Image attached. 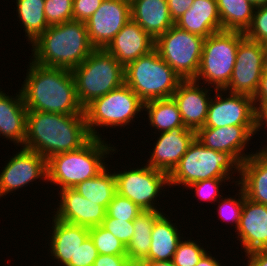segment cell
<instances>
[{"instance_id": "7402d4cb", "label": "cell", "mask_w": 267, "mask_h": 266, "mask_svg": "<svg viewBox=\"0 0 267 266\" xmlns=\"http://www.w3.org/2000/svg\"><path fill=\"white\" fill-rule=\"evenodd\" d=\"M52 226L49 228V256L59 266H66L70 260H74L75 253L83 241L89 236V228L68 223L51 217ZM52 228V229H51ZM57 261V262H56Z\"/></svg>"}, {"instance_id": "d590c367", "label": "cell", "mask_w": 267, "mask_h": 266, "mask_svg": "<svg viewBox=\"0 0 267 266\" xmlns=\"http://www.w3.org/2000/svg\"><path fill=\"white\" fill-rule=\"evenodd\" d=\"M231 179L234 180L233 182L231 181V183H238L234 178H212L191 183L186 189L191 190V192H193L192 190L194 189L195 197H198L197 200L213 202L215 204V202L222 197V192H220L222 191L220 187H223L222 183L230 182Z\"/></svg>"}, {"instance_id": "e0dca14e", "label": "cell", "mask_w": 267, "mask_h": 266, "mask_svg": "<svg viewBox=\"0 0 267 266\" xmlns=\"http://www.w3.org/2000/svg\"><path fill=\"white\" fill-rule=\"evenodd\" d=\"M155 144L146 164L170 174L179 164L188 147L196 138V131L186 127H176L157 133Z\"/></svg>"}, {"instance_id": "f546056e", "label": "cell", "mask_w": 267, "mask_h": 266, "mask_svg": "<svg viewBox=\"0 0 267 266\" xmlns=\"http://www.w3.org/2000/svg\"><path fill=\"white\" fill-rule=\"evenodd\" d=\"M109 171L106 166L95 177L78 183L74 189L84 198L102 205L107 210L109 202L117 193L114 171Z\"/></svg>"}, {"instance_id": "f6af8a7d", "label": "cell", "mask_w": 267, "mask_h": 266, "mask_svg": "<svg viewBox=\"0 0 267 266\" xmlns=\"http://www.w3.org/2000/svg\"><path fill=\"white\" fill-rule=\"evenodd\" d=\"M256 115H255V131L254 135L259 134L260 130L264 127L266 132L267 129V103H255ZM265 125V126H264ZM259 131V132H258ZM267 147L266 144L264 147Z\"/></svg>"}, {"instance_id": "ab89813d", "label": "cell", "mask_w": 267, "mask_h": 266, "mask_svg": "<svg viewBox=\"0 0 267 266\" xmlns=\"http://www.w3.org/2000/svg\"><path fill=\"white\" fill-rule=\"evenodd\" d=\"M103 228L111 232L116 238L128 245L134 233L133 221H125L109 217L107 214L101 224Z\"/></svg>"}, {"instance_id": "5bb4252c", "label": "cell", "mask_w": 267, "mask_h": 266, "mask_svg": "<svg viewBox=\"0 0 267 266\" xmlns=\"http://www.w3.org/2000/svg\"><path fill=\"white\" fill-rule=\"evenodd\" d=\"M0 172V198L19 188L28 187L29 183L42 179L47 182V160L37 152L20 148L9 158Z\"/></svg>"}, {"instance_id": "e575fe53", "label": "cell", "mask_w": 267, "mask_h": 266, "mask_svg": "<svg viewBox=\"0 0 267 266\" xmlns=\"http://www.w3.org/2000/svg\"><path fill=\"white\" fill-rule=\"evenodd\" d=\"M199 243L188 238L186 240V236L185 238L183 237L172 258L175 266H196L201 257L207 252L204 246H201L200 241Z\"/></svg>"}, {"instance_id": "5b68a950", "label": "cell", "mask_w": 267, "mask_h": 266, "mask_svg": "<svg viewBox=\"0 0 267 266\" xmlns=\"http://www.w3.org/2000/svg\"><path fill=\"white\" fill-rule=\"evenodd\" d=\"M236 172L240 175V164L229 153L206 148L195 138L169 174V188L184 189L191 183L212 178H234Z\"/></svg>"}, {"instance_id": "ffe728a7", "label": "cell", "mask_w": 267, "mask_h": 266, "mask_svg": "<svg viewBox=\"0 0 267 266\" xmlns=\"http://www.w3.org/2000/svg\"><path fill=\"white\" fill-rule=\"evenodd\" d=\"M236 237L245 255L267 249V205L244 199ZM239 238V239H238Z\"/></svg>"}, {"instance_id": "ac0fdd59", "label": "cell", "mask_w": 267, "mask_h": 266, "mask_svg": "<svg viewBox=\"0 0 267 266\" xmlns=\"http://www.w3.org/2000/svg\"><path fill=\"white\" fill-rule=\"evenodd\" d=\"M205 87V88H204ZM211 87L200 85L195 80H182L173 93L172 98L178 106L182 121L186 128L197 131L204 127L208 106L213 94ZM210 92V93H209Z\"/></svg>"}, {"instance_id": "d4e9b609", "label": "cell", "mask_w": 267, "mask_h": 266, "mask_svg": "<svg viewBox=\"0 0 267 266\" xmlns=\"http://www.w3.org/2000/svg\"><path fill=\"white\" fill-rule=\"evenodd\" d=\"M131 19L154 40L175 25L167 0H130Z\"/></svg>"}, {"instance_id": "7c38bea8", "label": "cell", "mask_w": 267, "mask_h": 266, "mask_svg": "<svg viewBox=\"0 0 267 266\" xmlns=\"http://www.w3.org/2000/svg\"><path fill=\"white\" fill-rule=\"evenodd\" d=\"M215 92L208 106L206 122L201 128L255 126L256 106L252 96L225 90Z\"/></svg>"}, {"instance_id": "60d3db41", "label": "cell", "mask_w": 267, "mask_h": 266, "mask_svg": "<svg viewBox=\"0 0 267 266\" xmlns=\"http://www.w3.org/2000/svg\"><path fill=\"white\" fill-rule=\"evenodd\" d=\"M99 253L90 236H88L77 249L74 260L66 266H93Z\"/></svg>"}, {"instance_id": "ba28073f", "label": "cell", "mask_w": 267, "mask_h": 266, "mask_svg": "<svg viewBox=\"0 0 267 266\" xmlns=\"http://www.w3.org/2000/svg\"><path fill=\"white\" fill-rule=\"evenodd\" d=\"M125 84L145 103L151 100L171 98L182 79L154 49L128 64Z\"/></svg>"}, {"instance_id": "7dc6e473", "label": "cell", "mask_w": 267, "mask_h": 266, "mask_svg": "<svg viewBox=\"0 0 267 266\" xmlns=\"http://www.w3.org/2000/svg\"><path fill=\"white\" fill-rule=\"evenodd\" d=\"M253 99L255 103H267V69L262 72L260 85Z\"/></svg>"}, {"instance_id": "277c9868", "label": "cell", "mask_w": 267, "mask_h": 266, "mask_svg": "<svg viewBox=\"0 0 267 266\" xmlns=\"http://www.w3.org/2000/svg\"><path fill=\"white\" fill-rule=\"evenodd\" d=\"M107 138L92 137L81 148L60 153L47 159V181L59 189L74 188L78 183L95 177L107 165L109 155L116 147ZM111 145V146H110ZM115 151V152H114ZM113 154H112V153Z\"/></svg>"}, {"instance_id": "6da1fadb", "label": "cell", "mask_w": 267, "mask_h": 266, "mask_svg": "<svg viewBox=\"0 0 267 266\" xmlns=\"http://www.w3.org/2000/svg\"><path fill=\"white\" fill-rule=\"evenodd\" d=\"M91 138L85 113L72 115L27 110L23 147L37 152L46 160L77 150Z\"/></svg>"}, {"instance_id": "ee69618b", "label": "cell", "mask_w": 267, "mask_h": 266, "mask_svg": "<svg viewBox=\"0 0 267 266\" xmlns=\"http://www.w3.org/2000/svg\"><path fill=\"white\" fill-rule=\"evenodd\" d=\"M193 3L194 0H167L169 12L173 21L175 22L181 15H183Z\"/></svg>"}, {"instance_id": "f35d334b", "label": "cell", "mask_w": 267, "mask_h": 266, "mask_svg": "<svg viewBox=\"0 0 267 266\" xmlns=\"http://www.w3.org/2000/svg\"><path fill=\"white\" fill-rule=\"evenodd\" d=\"M246 38L267 43V6L256 8L250 26L244 32Z\"/></svg>"}, {"instance_id": "3957f363", "label": "cell", "mask_w": 267, "mask_h": 266, "mask_svg": "<svg viewBox=\"0 0 267 266\" xmlns=\"http://www.w3.org/2000/svg\"><path fill=\"white\" fill-rule=\"evenodd\" d=\"M30 59L42 66L72 71L94 50L81 21L49 26L32 44Z\"/></svg>"}, {"instance_id": "4316f807", "label": "cell", "mask_w": 267, "mask_h": 266, "mask_svg": "<svg viewBox=\"0 0 267 266\" xmlns=\"http://www.w3.org/2000/svg\"><path fill=\"white\" fill-rule=\"evenodd\" d=\"M178 223L170 220L163 212L154 222L151 233L150 251L143 261H168L172 260L179 242L183 238Z\"/></svg>"}, {"instance_id": "8d00e7d4", "label": "cell", "mask_w": 267, "mask_h": 266, "mask_svg": "<svg viewBox=\"0 0 267 266\" xmlns=\"http://www.w3.org/2000/svg\"><path fill=\"white\" fill-rule=\"evenodd\" d=\"M142 211L144 210L130 199L116 193L109 202L106 214L115 219L134 221Z\"/></svg>"}, {"instance_id": "30bf717a", "label": "cell", "mask_w": 267, "mask_h": 266, "mask_svg": "<svg viewBox=\"0 0 267 266\" xmlns=\"http://www.w3.org/2000/svg\"><path fill=\"white\" fill-rule=\"evenodd\" d=\"M205 38L176 25L155 39L154 49L182 80H194Z\"/></svg>"}, {"instance_id": "9c48e42d", "label": "cell", "mask_w": 267, "mask_h": 266, "mask_svg": "<svg viewBox=\"0 0 267 266\" xmlns=\"http://www.w3.org/2000/svg\"><path fill=\"white\" fill-rule=\"evenodd\" d=\"M244 37V32L221 30L205 38L194 80L215 90H224L232 76L239 42Z\"/></svg>"}, {"instance_id": "8fae6325", "label": "cell", "mask_w": 267, "mask_h": 266, "mask_svg": "<svg viewBox=\"0 0 267 266\" xmlns=\"http://www.w3.org/2000/svg\"><path fill=\"white\" fill-rule=\"evenodd\" d=\"M129 169L116 172L114 169L117 193L130 199L143 210H164L157 197L160 199V195L165 193L162 191H167V188L169 192V174L147 164Z\"/></svg>"}, {"instance_id": "74e56055", "label": "cell", "mask_w": 267, "mask_h": 266, "mask_svg": "<svg viewBox=\"0 0 267 266\" xmlns=\"http://www.w3.org/2000/svg\"><path fill=\"white\" fill-rule=\"evenodd\" d=\"M45 17L49 26L73 20V0H45Z\"/></svg>"}, {"instance_id": "1f68e13d", "label": "cell", "mask_w": 267, "mask_h": 266, "mask_svg": "<svg viewBox=\"0 0 267 266\" xmlns=\"http://www.w3.org/2000/svg\"><path fill=\"white\" fill-rule=\"evenodd\" d=\"M222 30L245 32L254 15V6L247 0H216Z\"/></svg>"}, {"instance_id": "4dcf8cb0", "label": "cell", "mask_w": 267, "mask_h": 266, "mask_svg": "<svg viewBox=\"0 0 267 266\" xmlns=\"http://www.w3.org/2000/svg\"><path fill=\"white\" fill-rule=\"evenodd\" d=\"M45 0H16V13L25 31L27 44H32L48 27Z\"/></svg>"}, {"instance_id": "8992f818", "label": "cell", "mask_w": 267, "mask_h": 266, "mask_svg": "<svg viewBox=\"0 0 267 266\" xmlns=\"http://www.w3.org/2000/svg\"><path fill=\"white\" fill-rule=\"evenodd\" d=\"M71 72L83 108L125 83L124 66L105 49H95Z\"/></svg>"}, {"instance_id": "d6a6232c", "label": "cell", "mask_w": 267, "mask_h": 266, "mask_svg": "<svg viewBox=\"0 0 267 266\" xmlns=\"http://www.w3.org/2000/svg\"><path fill=\"white\" fill-rule=\"evenodd\" d=\"M89 236L99 254L126 255L125 244L101 225L89 228Z\"/></svg>"}, {"instance_id": "7bdbcfd3", "label": "cell", "mask_w": 267, "mask_h": 266, "mask_svg": "<svg viewBox=\"0 0 267 266\" xmlns=\"http://www.w3.org/2000/svg\"><path fill=\"white\" fill-rule=\"evenodd\" d=\"M132 263L127 255L99 254L93 266H130Z\"/></svg>"}, {"instance_id": "9a60e30c", "label": "cell", "mask_w": 267, "mask_h": 266, "mask_svg": "<svg viewBox=\"0 0 267 266\" xmlns=\"http://www.w3.org/2000/svg\"><path fill=\"white\" fill-rule=\"evenodd\" d=\"M129 20L130 0H103L100 7L85 22L93 47L105 49Z\"/></svg>"}, {"instance_id": "2e32d148", "label": "cell", "mask_w": 267, "mask_h": 266, "mask_svg": "<svg viewBox=\"0 0 267 266\" xmlns=\"http://www.w3.org/2000/svg\"><path fill=\"white\" fill-rule=\"evenodd\" d=\"M255 126H225L199 128L196 139L206 148L229 153L239 164L255 152H244L253 139ZM248 153V154H247ZM252 153V154H251Z\"/></svg>"}, {"instance_id": "7a4b0ae2", "label": "cell", "mask_w": 267, "mask_h": 266, "mask_svg": "<svg viewBox=\"0 0 267 266\" xmlns=\"http://www.w3.org/2000/svg\"><path fill=\"white\" fill-rule=\"evenodd\" d=\"M25 80L20 88L27 110L83 115L70 70L28 62Z\"/></svg>"}, {"instance_id": "4fadbf2b", "label": "cell", "mask_w": 267, "mask_h": 266, "mask_svg": "<svg viewBox=\"0 0 267 266\" xmlns=\"http://www.w3.org/2000/svg\"><path fill=\"white\" fill-rule=\"evenodd\" d=\"M263 71V44L244 37L239 42L232 76L224 90L254 97Z\"/></svg>"}, {"instance_id": "cb8c5ba5", "label": "cell", "mask_w": 267, "mask_h": 266, "mask_svg": "<svg viewBox=\"0 0 267 266\" xmlns=\"http://www.w3.org/2000/svg\"><path fill=\"white\" fill-rule=\"evenodd\" d=\"M175 25L185 31L207 38L222 30L221 19L216 0H194L192 6L184 12Z\"/></svg>"}, {"instance_id": "83f0119b", "label": "cell", "mask_w": 267, "mask_h": 266, "mask_svg": "<svg viewBox=\"0 0 267 266\" xmlns=\"http://www.w3.org/2000/svg\"><path fill=\"white\" fill-rule=\"evenodd\" d=\"M162 213L144 210L133 221L134 233L126 246V255L133 263H141L148 256L154 222Z\"/></svg>"}, {"instance_id": "db71d44e", "label": "cell", "mask_w": 267, "mask_h": 266, "mask_svg": "<svg viewBox=\"0 0 267 266\" xmlns=\"http://www.w3.org/2000/svg\"><path fill=\"white\" fill-rule=\"evenodd\" d=\"M130 266H142L141 263H132Z\"/></svg>"}, {"instance_id": "816d5d0a", "label": "cell", "mask_w": 267, "mask_h": 266, "mask_svg": "<svg viewBox=\"0 0 267 266\" xmlns=\"http://www.w3.org/2000/svg\"><path fill=\"white\" fill-rule=\"evenodd\" d=\"M263 66L267 69V43L263 44Z\"/></svg>"}, {"instance_id": "c3c4849f", "label": "cell", "mask_w": 267, "mask_h": 266, "mask_svg": "<svg viewBox=\"0 0 267 266\" xmlns=\"http://www.w3.org/2000/svg\"><path fill=\"white\" fill-rule=\"evenodd\" d=\"M207 251L196 264V266H223L219 263V259L213 257L211 252Z\"/></svg>"}, {"instance_id": "681fc988", "label": "cell", "mask_w": 267, "mask_h": 266, "mask_svg": "<svg viewBox=\"0 0 267 266\" xmlns=\"http://www.w3.org/2000/svg\"><path fill=\"white\" fill-rule=\"evenodd\" d=\"M142 266H175L172 260L168 261H142Z\"/></svg>"}, {"instance_id": "52a82bcc", "label": "cell", "mask_w": 267, "mask_h": 266, "mask_svg": "<svg viewBox=\"0 0 267 266\" xmlns=\"http://www.w3.org/2000/svg\"><path fill=\"white\" fill-rule=\"evenodd\" d=\"M144 111V102L140 97L125 83L94 99L84 108L86 124L91 137L102 138V133L98 129H107L118 126L123 129L130 123L133 124L135 117ZM134 118V119H133Z\"/></svg>"}, {"instance_id": "603a6c76", "label": "cell", "mask_w": 267, "mask_h": 266, "mask_svg": "<svg viewBox=\"0 0 267 266\" xmlns=\"http://www.w3.org/2000/svg\"><path fill=\"white\" fill-rule=\"evenodd\" d=\"M16 95H8L0 89V136L14 145L23 147L26 137L27 108L21 90Z\"/></svg>"}, {"instance_id": "f1b7e54d", "label": "cell", "mask_w": 267, "mask_h": 266, "mask_svg": "<svg viewBox=\"0 0 267 266\" xmlns=\"http://www.w3.org/2000/svg\"><path fill=\"white\" fill-rule=\"evenodd\" d=\"M145 115L148 116L149 126L154 128L156 135L176 127H185L174 99L163 98L144 103Z\"/></svg>"}, {"instance_id": "44dd1931", "label": "cell", "mask_w": 267, "mask_h": 266, "mask_svg": "<svg viewBox=\"0 0 267 266\" xmlns=\"http://www.w3.org/2000/svg\"><path fill=\"white\" fill-rule=\"evenodd\" d=\"M155 40L138 23L129 20L105 50L126 67L154 50Z\"/></svg>"}, {"instance_id": "b9f144b4", "label": "cell", "mask_w": 267, "mask_h": 266, "mask_svg": "<svg viewBox=\"0 0 267 266\" xmlns=\"http://www.w3.org/2000/svg\"><path fill=\"white\" fill-rule=\"evenodd\" d=\"M102 2L103 0H73V20L85 23Z\"/></svg>"}, {"instance_id": "f5cc1de1", "label": "cell", "mask_w": 267, "mask_h": 266, "mask_svg": "<svg viewBox=\"0 0 267 266\" xmlns=\"http://www.w3.org/2000/svg\"><path fill=\"white\" fill-rule=\"evenodd\" d=\"M266 159H267V147L265 148H258V150Z\"/></svg>"}, {"instance_id": "d6986e66", "label": "cell", "mask_w": 267, "mask_h": 266, "mask_svg": "<svg viewBox=\"0 0 267 266\" xmlns=\"http://www.w3.org/2000/svg\"><path fill=\"white\" fill-rule=\"evenodd\" d=\"M58 195L60 200L58 207L53 209L54 218L88 228L102 224L106 216L102 205L84 198L74 188L62 189Z\"/></svg>"}, {"instance_id": "836d02e7", "label": "cell", "mask_w": 267, "mask_h": 266, "mask_svg": "<svg viewBox=\"0 0 267 266\" xmlns=\"http://www.w3.org/2000/svg\"><path fill=\"white\" fill-rule=\"evenodd\" d=\"M238 186V193L234 195L233 197L229 194V196L226 197H220L215 203H219L217 207V213L219 217L224 221H227V223L235 224V228L237 229L239 225V221L241 218L242 210H243V204L244 199L246 198L245 192L243 188L237 183L236 187ZM238 195V196H237ZM235 197H238L235 198Z\"/></svg>"}, {"instance_id": "484cf974", "label": "cell", "mask_w": 267, "mask_h": 266, "mask_svg": "<svg viewBox=\"0 0 267 266\" xmlns=\"http://www.w3.org/2000/svg\"><path fill=\"white\" fill-rule=\"evenodd\" d=\"M236 181L243 188L246 198L267 205V159L256 150L240 164Z\"/></svg>"}, {"instance_id": "bcb514c9", "label": "cell", "mask_w": 267, "mask_h": 266, "mask_svg": "<svg viewBox=\"0 0 267 266\" xmlns=\"http://www.w3.org/2000/svg\"><path fill=\"white\" fill-rule=\"evenodd\" d=\"M246 266H267V249L257 250L245 255Z\"/></svg>"}, {"instance_id": "f907efd6", "label": "cell", "mask_w": 267, "mask_h": 266, "mask_svg": "<svg viewBox=\"0 0 267 266\" xmlns=\"http://www.w3.org/2000/svg\"><path fill=\"white\" fill-rule=\"evenodd\" d=\"M247 1H249L254 6L255 9L267 6V0H247Z\"/></svg>"}]
</instances>
